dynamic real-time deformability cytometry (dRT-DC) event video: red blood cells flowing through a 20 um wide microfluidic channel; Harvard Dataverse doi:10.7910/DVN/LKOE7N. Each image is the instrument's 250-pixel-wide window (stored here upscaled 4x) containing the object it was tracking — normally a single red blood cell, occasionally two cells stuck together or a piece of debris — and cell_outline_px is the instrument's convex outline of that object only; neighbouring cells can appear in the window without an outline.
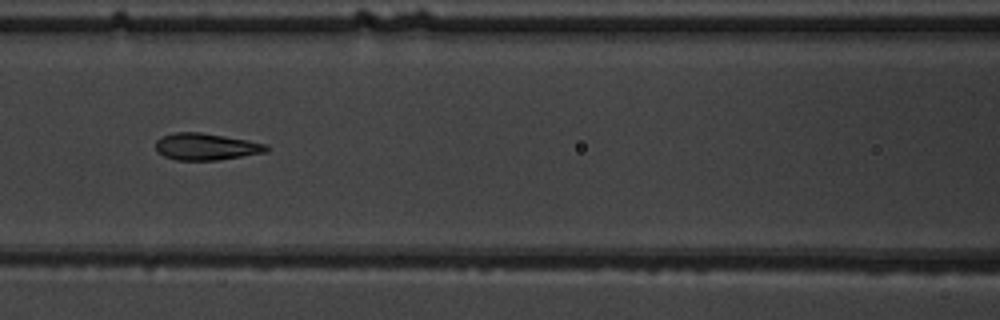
{"species": "common noctule bat (a hibernating species)", "species_latin": "Nyctalus noctula", "temperature_condition": "warm", "stored_images_in_passage": 10, "camera_frame_rate_fps": 3000, "um_per_image_px": 0.085, "animal": {"sex": "male", "body_mass_g": 19.5, "forearm_length_mm": 54.6}, "frame": {"image": 1, "passage_image": 7, "time_ms": 7.667, "image_size_px": [1000, 320], "cell_outline_px": [[268, 152], [216, 160], [176, 160], [164, 156], [156, 152], [156, 140], [164, 136], [176, 132], [200, 132], [248, 140], [268, 144]], "centroid_in_image_um": [17.52, 12.47], "position_along_channel_um": 149.1, "area_um2": 17.28}}
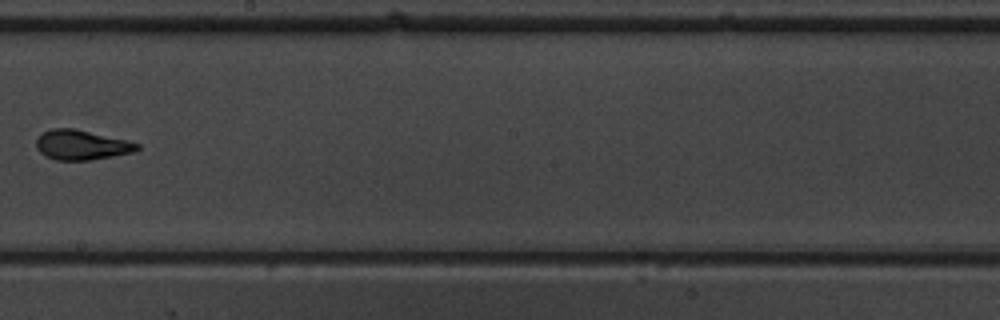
{"frame": {"image": 2, "passage_image": 9, "time_ms": 10.0, "image_size_px": [1000, 320], "cell_outline_px": [[140, 148], [132, 152], [112, 156], [88, 160], [56, 160], [40, 152], [36, 148], [36, 140], [44, 132], [52, 128], [72, 128], [128, 140], [140, 144]], "centroid_in_image_um": [6.94, 12.31], "position_along_channel_um": 241.3, "area_um2": 17.28}}
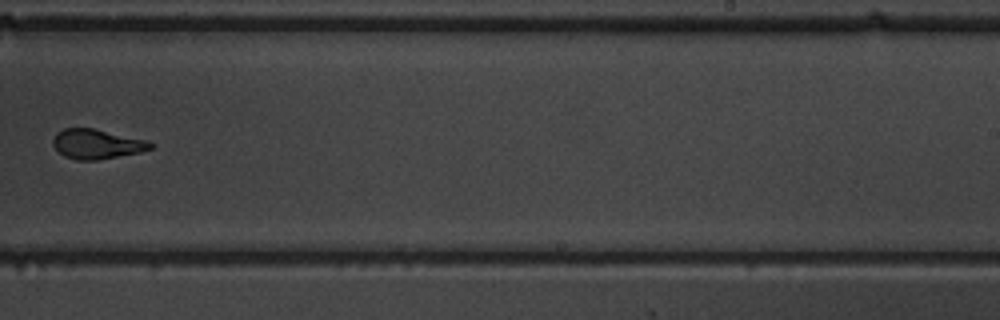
{"frame": {"image": 3, "passage_image": 10, "time_ms": 11.0, "image_size_px": [1000, 320], "cell_outline_px": [[152, 148], [140, 152], [96, 160], [76, 160], [64, 156], [52, 144], [52, 140], [56, 132], [64, 128], [96, 128], [144, 140], [152, 144]], "centroid_in_image_um": [8.17, 12.23], "position_along_channel_um": 280.8, "area_um2": 16.7}}